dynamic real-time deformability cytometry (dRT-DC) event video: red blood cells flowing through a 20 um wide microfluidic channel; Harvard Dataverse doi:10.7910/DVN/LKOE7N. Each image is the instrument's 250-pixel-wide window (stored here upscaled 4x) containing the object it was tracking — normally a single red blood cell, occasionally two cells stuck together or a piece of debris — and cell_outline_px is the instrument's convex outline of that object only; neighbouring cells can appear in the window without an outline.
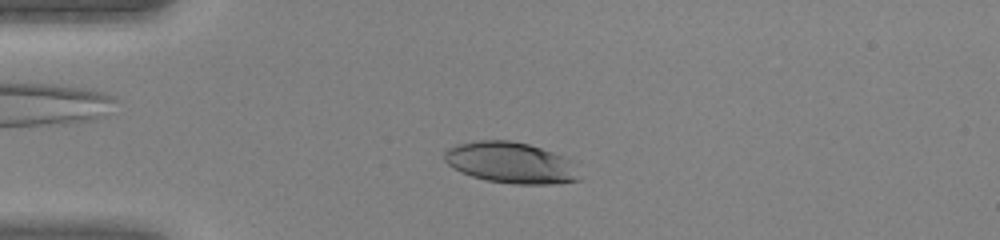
{"species": "human", "species_latin": "Homo sapiens", "temperature_condition": "warm", "stored_images_in_passage": 43, "camera_frame_rate_fps": 3000, "um_per_image_px": 0.085, "donor": {"sex": "female"}, "frame": {"image": 1, "passage_image": 9, "time_ms": 2.667, "image_size_px": [1000, 240], "cell_outline_px": [[580, 180], [552, 184], [512, 184], [488, 180], [472, 176], [460, 172], [452, 168], [444, 160], [444, 152], [448, 148], [456, 144], [480, 140], [512, 140], [528, 144], [564, 156], [572, 160]], "centroid_in_image_um": [43.39, 13.83], "position_along_channel_um": 41.6, "area_um2": 32.37}}
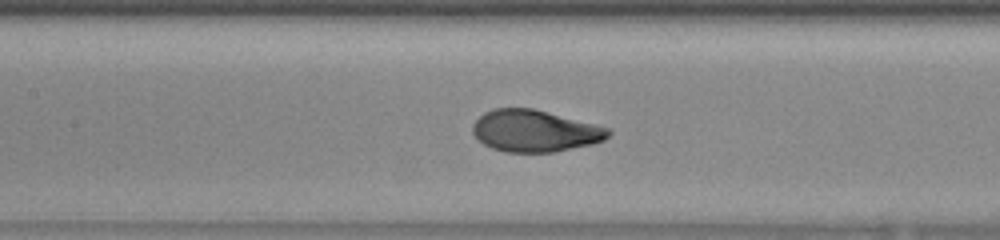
{"frame": {"image": 2, "passage_image": 19, "time_ms": 6.0, "image_size_px": [1000, 240], "cell_outline_px": [[612, 132], [604, 140], [592, 144], [556, 152], [508, 152], [492, 148], [484, 144], [472, 132], [472, 124], [484, 112], [496, 108], [532, 108], [612, 128]], "centroid_in_image_um": [45.49, 11.13], "position_along_channel_um": 161.9, "area_um2": 33.06}}
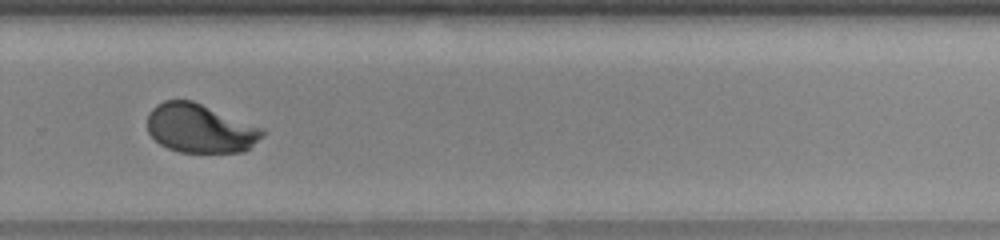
{"frame": {"image": 3, "passage_image": 29, "time_ms": 9.333, "image_size_px": [1000, 240], "cell_outline_px": [[268, 132], [264, 136], [244, 152], [180, 152], [168, 148], [160, 144], [148, 132], [148, 112], [156, 104], [164, 100], [192, 100], [264, 128]], "centroid_in_image_um": [17.03, 10.91], "position_along_channel_um": 312.8, "area_um2": 32.95}}